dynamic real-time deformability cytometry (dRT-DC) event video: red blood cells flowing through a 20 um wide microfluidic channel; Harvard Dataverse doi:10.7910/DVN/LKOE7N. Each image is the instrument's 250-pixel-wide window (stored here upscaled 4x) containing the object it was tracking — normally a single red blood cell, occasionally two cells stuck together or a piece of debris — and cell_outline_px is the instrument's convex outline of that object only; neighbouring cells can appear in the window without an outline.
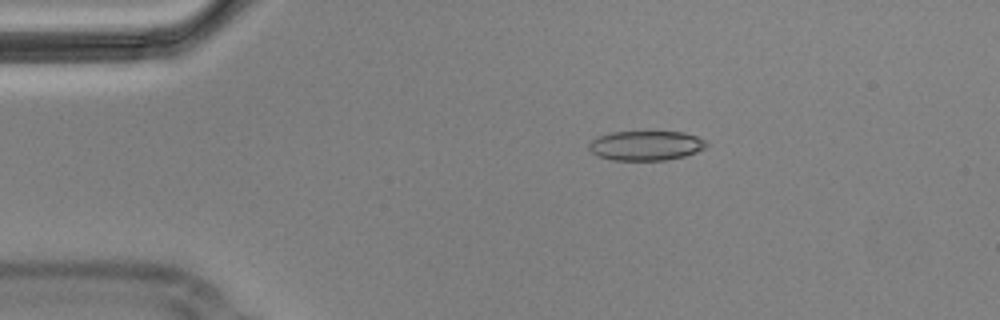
{"species": "Egyptian fruit bat (a non-hibernating species)", "species_latin": "Rousettus aegyptiacus", "temperature_condition": "cold", "stored_images_in_passage": 8, "camera_frame_rate_fps": 3000, "um_per_image_px": 0.085, "animal": {"sex": "male"}, "frame": {"image": 1, "passage_image": 3, "time_ms": 0.667, "image_size_px": [1000, 320], "cell_outline_px": [[708, 144], [704, 148], [696, 152], [684, 156], [664, 160], [612, 160], [596, 156], [588, 148], [588, 144], [592, 140], [600, 136], [612, 132], [684, 132], [696, 136], [704, 140]], "centroid_in_image_um": [54.88, 12.38], "position_along_channel_um": 30.1, "area_um2": 20.17}}